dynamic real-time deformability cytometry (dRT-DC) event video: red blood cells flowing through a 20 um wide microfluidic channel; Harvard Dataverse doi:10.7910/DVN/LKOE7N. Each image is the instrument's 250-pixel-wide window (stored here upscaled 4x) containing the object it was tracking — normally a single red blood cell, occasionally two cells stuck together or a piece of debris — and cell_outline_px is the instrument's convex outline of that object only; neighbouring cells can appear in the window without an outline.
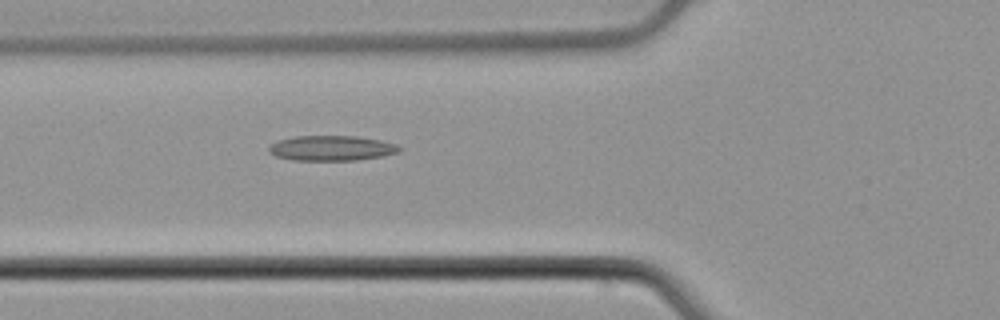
{"species": "common noctule bat (a hibernating species)", "species_latin": "Nyctalus noctula", "temperature_condition": "cold", "stored_images_in_passage": 5, "camera_frame_rate_fps": 3000, "um_per_image_px": 0.085, "animal": {"sex": "male", "body_mass_g": 21.5, "forearm_length_mm": 52.0}, "frame": {"image": 1, "passage_image": 5, "time_ms": 1.333, "image_size_px": [1000, 320], "cell_outline_px": [[404, 148], [400, 152], [384, 156], [356, 160], [292, 160], [276, 156], [268, 152], [268, 148], [272, 144], [280, 140], [296, 136], [356, 136], [380, 140], [396, 144]], "centroid_in_image_um": [28.23, 12.6], "position_along_channel_um": 97.6, "area_um2": 19.13}}